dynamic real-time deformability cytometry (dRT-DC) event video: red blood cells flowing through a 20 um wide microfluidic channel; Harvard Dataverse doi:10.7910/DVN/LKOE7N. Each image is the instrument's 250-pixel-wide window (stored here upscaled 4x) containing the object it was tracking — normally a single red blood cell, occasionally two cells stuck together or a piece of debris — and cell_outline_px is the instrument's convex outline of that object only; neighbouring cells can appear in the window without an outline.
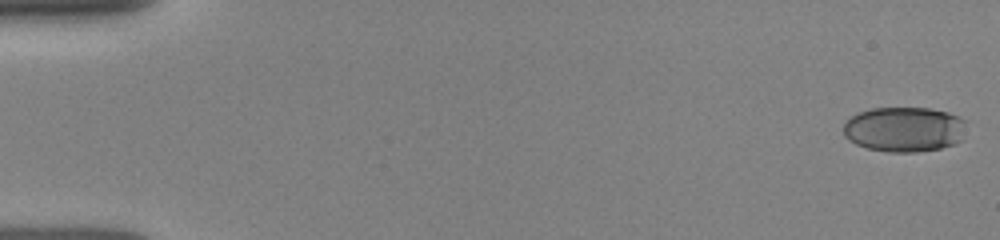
{"species": "human", "species_latin": "Homo sapiens", "temperature_condition": "room temperature", "stored_images_in_passage": 9, "camera_frame_rate_fps": 3000, "um_per_image_px": 0.085, "donor": {"sex": "female"}, "frame": {"image": 1, "passage_image": 1, "time_ms": 0.0, "image_size_px": [1000, 240], "cell_outline_px": [[968, 120], [964, 140], [956, 144], [940, 148], [916, 152], [888, 152], [868, 148], [856, 144], [848, 140], [844, 136], [844, 124], [852, 116], [860, 112], [872, 108], [928, 108], [948, 112]], "centroid_in_image_um": [76.94, 11.0], "position_along_channel_um": 8.1, "area_um2": 32.71}}